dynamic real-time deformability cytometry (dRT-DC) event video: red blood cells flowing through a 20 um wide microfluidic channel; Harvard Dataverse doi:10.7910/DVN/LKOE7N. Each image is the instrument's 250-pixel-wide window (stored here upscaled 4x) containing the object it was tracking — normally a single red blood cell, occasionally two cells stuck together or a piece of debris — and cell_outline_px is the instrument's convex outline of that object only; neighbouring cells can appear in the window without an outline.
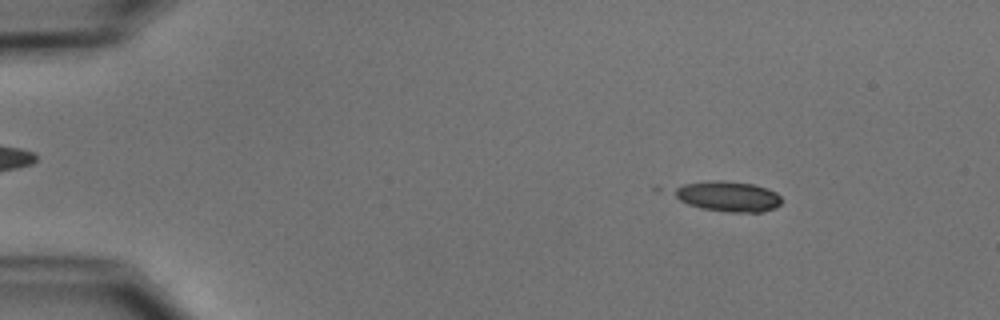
{"species": "common noctule bat (a hibernating species)", "species_latin": "Nyctalus noctula", "temperature_condition": "cold", "stored_images_in_passage": 27, "camera_frame_rate_fps": 3000, "um_per_image_px": 0.085, "animal": {"sex": "male", "body_mass_g": 15.6}, "frame": {"image": 1, "passage_image": 8, "time_ms": 2.333, "image_size_px": [1000, 320], "cell_outline_px": [[780, 204], [776, 208], [760, 212], [732, 212], [700, 208], [688, 204], [680, 200], [676, 196], [676, 188], [684, 184], [716, 180], [724, 180], [752, 184], [768, 188], [776, 192], [780, 196]], "centroid_in_image_um": [61.93, 16.69], "position_along_channel_um": 23.1, "area_um2": 18.79}}
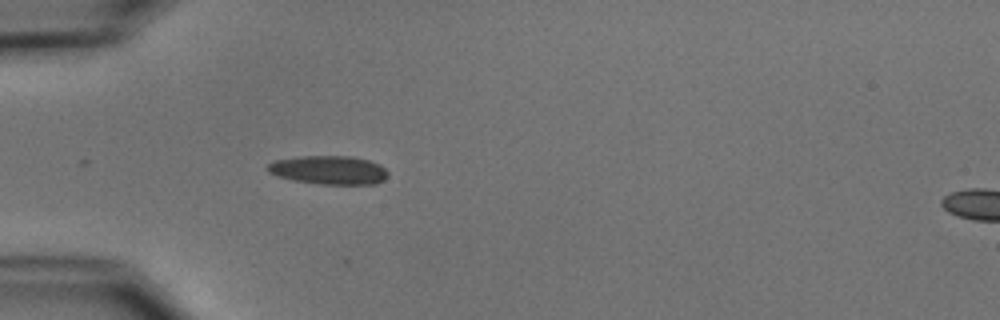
{"frame": {"image": 2, "passage_image": 17, "time_ms": 5.333, "image_size_px": [1000, 320], "cell_outline_px": [[388, 176], [384, 180], [376, 184], [320, 184], [292, 180], [268, 172], [264, 168], [268, 164], [276, 160], [296, 156], [352, 156], [368, 160], [380, 164], [388, 172]], "centroid_in_image_um": [27.96, 14.45], "position_along_channel_um": 57.0, "area_um2": 20.23}}